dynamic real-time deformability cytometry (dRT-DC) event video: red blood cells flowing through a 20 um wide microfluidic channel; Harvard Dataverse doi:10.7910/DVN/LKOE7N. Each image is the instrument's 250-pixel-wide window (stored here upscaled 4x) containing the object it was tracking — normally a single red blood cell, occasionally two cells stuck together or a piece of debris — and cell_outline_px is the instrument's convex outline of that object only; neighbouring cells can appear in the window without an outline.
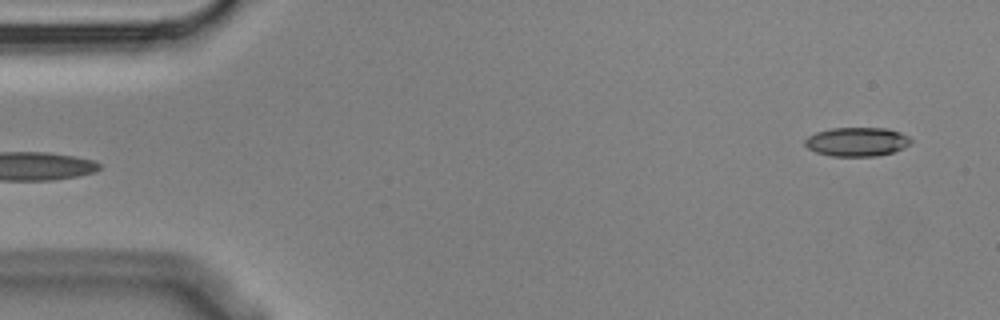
{"species": "Egyptian fruit bat (a non-hibernating species)", "species_latin": "Rousettus aegyptiacus", "temperature_condition": "cold", "stored_images_in_passage": 4, "segment_of_instrument_passage": [2, 2], "camera_frame_rate_fps": 3000, "um_per_image_px": 0.085, "animal": {"sex": "male"}, "frame": {"image": 1, "passage_image": 4, "time_ms": 1.0, "image_size_px": [1000, 320], "cell_outline_px": [[912, 140], [908, 144], [892, 152], [876, 156], [832, 156], [816, 152], [808, 148], [804, 144], [804, 140], [808, 136], [816, 132], [832, 128], [888, 128], [900, 132], [908, 136]], "centroid_in_image_um": [72.8, 12.04], "position_along_channel_um": 12.2, "area_um2": 17.74}}